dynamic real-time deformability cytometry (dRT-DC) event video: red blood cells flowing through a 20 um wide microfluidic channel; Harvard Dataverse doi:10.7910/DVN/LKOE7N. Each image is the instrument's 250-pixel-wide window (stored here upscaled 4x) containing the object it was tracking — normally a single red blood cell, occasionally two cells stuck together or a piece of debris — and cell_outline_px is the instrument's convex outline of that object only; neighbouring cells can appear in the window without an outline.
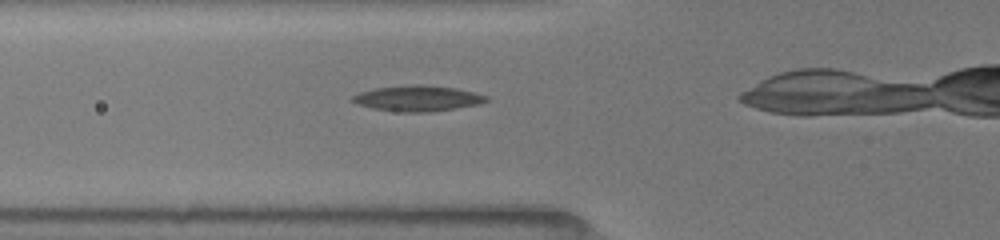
{"species": "common noctule bat (a hibernating species)", "species_latin": "Nyctalus noctula", "temperature_condition": "room temperature", "stored_images_in_passage": 4, "camera_frame_rate_fps": 3000, "um_per_image_px": 0.085, "animal": {"sex": "female", "body_mass_g": 19.5, "forearm_length_mm": 54.1}, "frame": {"image": 1, "passage_image": 3, "time_ms": 1.0, "image_size_px": [1000, 240], "cell_outline_px": [[488, 100], [480, 104], [456, 108], [428, 112], [400, 112], [372, 108], [356, 104], [352, 100], [352, 96], [360, 92], [372, 88], [408, 84], [424, 84], [456, 88], [488, 96]], "centroid_in_image_um": [35.47, 8.35], "position_along_channel_um": 90.3, "area_um2": 20.17}}